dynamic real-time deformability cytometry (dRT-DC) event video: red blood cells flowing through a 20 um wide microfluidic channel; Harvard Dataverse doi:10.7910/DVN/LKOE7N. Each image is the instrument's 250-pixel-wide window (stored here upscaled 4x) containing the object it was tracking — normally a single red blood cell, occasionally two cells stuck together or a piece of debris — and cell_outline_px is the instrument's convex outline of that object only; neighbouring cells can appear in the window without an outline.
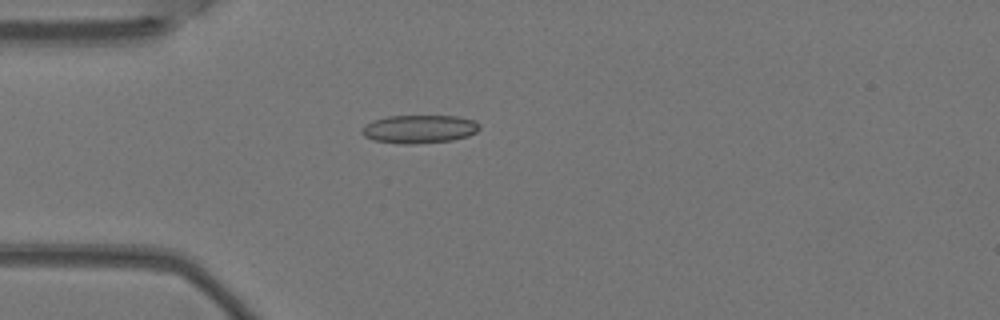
{"species": "Egyptian fruit bat (a non-hibernating species)", "species_latin": "Rousettus aegyptiacus", "temperature_condition": "warm", "stored_images_in_passage": 6, "camera_frame_rate_fps": 3000, "um_per_image_px": 0.085, "animal": {"sex": "female"}, "frame": {"image": 1, "passage_image": 5, "time_ms": 1.333, "image_size_px": [1000, 320], "cell_outline_px": [[480, 128], [476, 132], [468, 136], [452, 140], [416, 144], [400, 144], [372, 140], [364, 136], [360, 132], [360, 128], [372, 120], [388, 116], [456, 116], [476, 120], [480, 124]], "centroid_in_image_um": [35.62, 10.97], "position_along_channel_um": 49.4, "area_um2": 19.65}}